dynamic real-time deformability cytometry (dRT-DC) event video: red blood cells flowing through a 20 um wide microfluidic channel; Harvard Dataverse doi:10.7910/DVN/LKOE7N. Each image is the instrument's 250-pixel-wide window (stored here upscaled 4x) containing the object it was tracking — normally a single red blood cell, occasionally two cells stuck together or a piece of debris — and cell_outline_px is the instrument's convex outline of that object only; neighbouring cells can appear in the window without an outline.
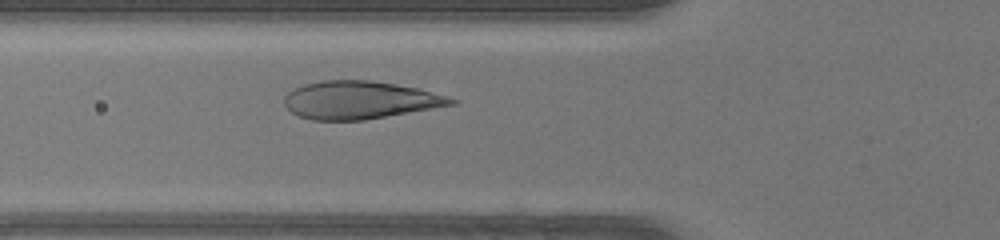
{"species": "human", "species_latin": "Homo sapiens", "temperature_condition": "warm", "stored_images_in_passage": 32, "camera_frame_rate_fps": 3000, "um_per_image_px": 0.085, "donor": {"sex": "female"}, "frame": {"image": 1, "passage_image": 10, "time_ms": 3.0, "image_size_px": [1000, 240], "cell_outline_px": [[460, 100], [456, 104], [364, 120], [312, 120], [300, 116], [292, 112], [284, 104], [284, 96], [292, 88], [304, 84], [320, 80], [368, 80], [396, 84], [420, 88]], "centroid_in_image_um": [30.58, 8.49], "position_along_channel_um": 95.2, "area_um2": 36.88}}
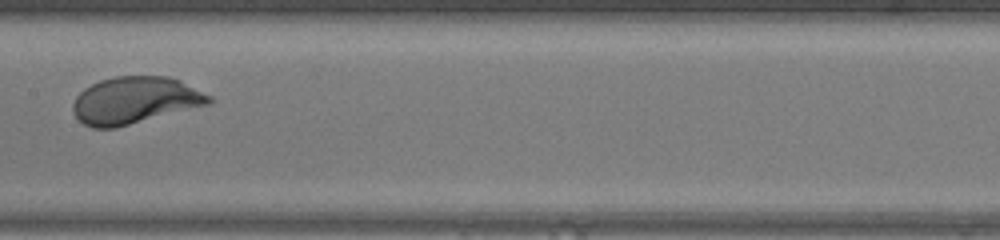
{"frame": {"image": 2, "passage_image": 17, "time_ms": 5.333, "image_size_px": [1000, 240], "cell_outline_px": [[212, 104], [116, 128], [92, 128], [84, 124], [76, 116], [72, 108], [72, 104], [76, 96], [84, 88], [100, 80], [116, 76], [168, 76], [180, 80], [212, 96]], "centroid_in_image_um": [11.49, 8.53], "position_along_channel_um": 195.9, "area_um2": 37.51}}
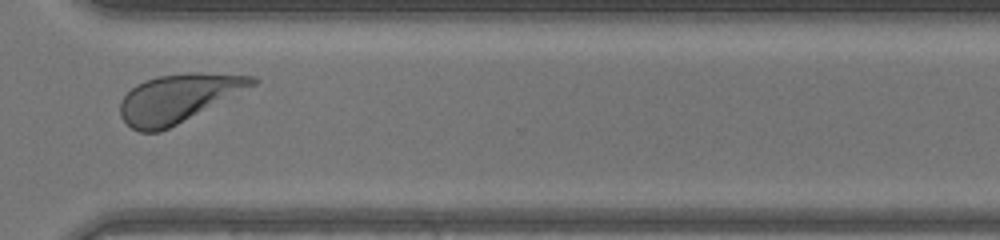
{"frame": {"image": 3, "passage_image": 28, "time_ms": 9.0, "image_size_px": [1000, 240], "cell_outline_px": [[260, 80], [256, 84], [160, 132], [140, 132], [132, 128], [120, 116], [120, 100], [136, 84], [156, 76], [188, 72], [200, 72], [256, 76]], "centroid_in_image_um": [15.13, 8.33], "position_along_channel_um": 355.5, "area_um2": 36.7}, "authors_computed_cell_mechanics": {"area_um2": 37.3099, "velocity_mm_per_s": 4.339, "shape_relaxation_time_tau1_ms": 2.0285, "shape_relaxation_time_tau2_ms": null, "deformation_change_tau1": 0.1563, "deformation_change_tau2": null}}